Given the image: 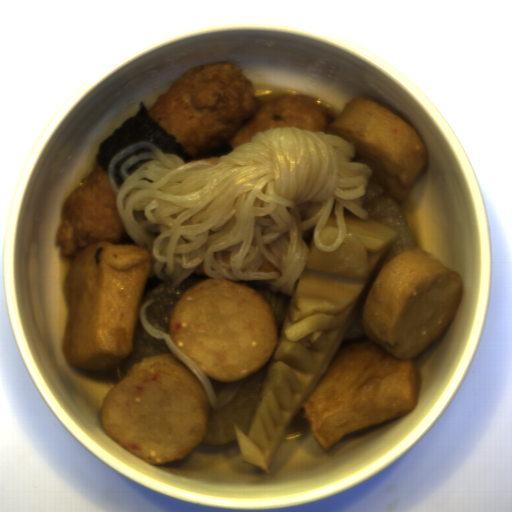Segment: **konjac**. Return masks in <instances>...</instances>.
I'll return each mask as SVG.
<instances>
[{"label": "konjac", "instance_id": "31207f19", "mask_svg": "<svg viewBox=\"0 0 512 512\" xmlns=\"http://www.w3.org/2000/svg\"><path fill=\"white\" fill-rule=\"evenodd\" d=\"M146 147L152 152L123 162L118 187L116 162ZM355 156L342 137L281 126L258 131L216 164L139 142L110 160L107 177L125 232L150 254L147 278L178 288L195 272L264 281L290 296L310 253L303 232L315 226V248L331 252L347 235L345 208L369 218L362 197L374 170Z\"/></svg>", "mask_w": 512, "mask_h": 512}, {"label": "konjac", "instance_id": "f393d4db", "mask_svg": "<svg viewBox=\"0 0 512 512\" xmlns=\"http://www.w3.org/2000/svg\"><path fill=\"white\" fill-rule=\"evenodd\" d=\"M154 301V298L148 299L143 304L140 305L138 311V318L141 326L146 330V332L155 338L156 340H164L166 346L170 349L173 356H175L179 361H181L186 367H188L193 374L196 376L198 381L203 386L209 401L210 406L215 413L222 407H224L228 402H230L234 396L239 392L242 388L245 378L238 381H229L224 383L225 386L218 394L215 386L210 379L206 375V373L201 370L171 339V335L169 333L161 332L154 328L147 319L146 310L148 306Z\"/></svg>", "mask_w": 512, "mask_h": 512}]
</instances>
